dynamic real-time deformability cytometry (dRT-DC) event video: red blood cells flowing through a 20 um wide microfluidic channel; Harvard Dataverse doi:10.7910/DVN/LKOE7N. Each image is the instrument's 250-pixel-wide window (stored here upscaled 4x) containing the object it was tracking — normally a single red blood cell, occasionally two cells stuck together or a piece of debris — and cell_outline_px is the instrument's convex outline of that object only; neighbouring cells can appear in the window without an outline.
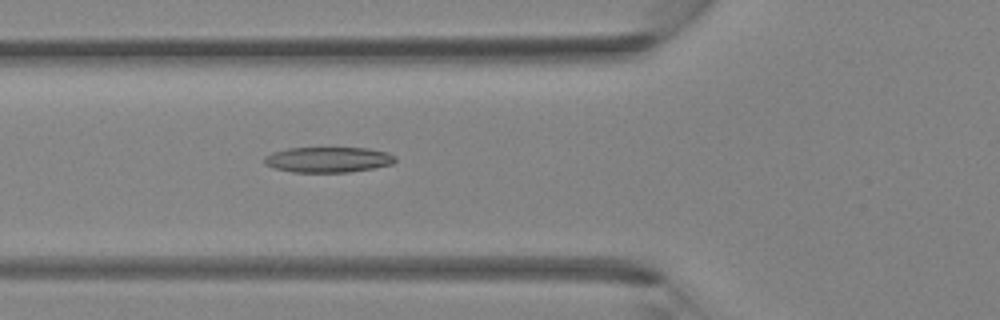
{"species": "Egyptian fruit bat (a non-hibernating species)", "species_latin": "Rousettus aegyptiacus", "temperature_condition": "room temperature", "stored_images_in_passage": 40, "camera_frame_rate_fps": 3000, "um_per_image_px": 0.085, "animal": {"sex": "female"}, "frame": {"image": 1, "passage_image": 15, "time_ms": 4.667, "image_size_px": [1000, 320], "cell_outline_px": [[396, 160], [392, 164], [372, 168], [348, 172], [292, 172], [272, 168], [264, 164], [264, 156], [272, 152], [288, 148], [368, 148], [388, 152], [396, 156]], "centroid_in_image_um": [27.86, 13.57], "position_along_channel_um": 97.9, "area_um2": 19.54}}
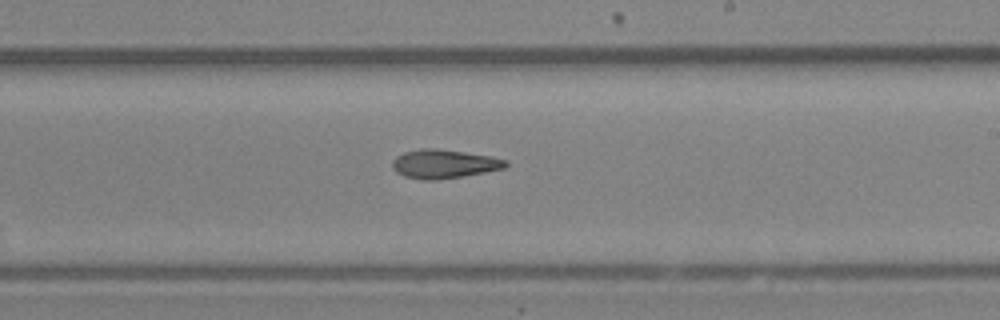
{"frame": {"image": 2, "passage_image": 24, "time_ms": 7.667, "image_size_px": [1000, 320], "cell_outline_px": [[508, 164], [504, 168], [484, 172], [460, 176], [432, 180], [424, 180], [404, 176], [396, 172], [392, 168], [392, 160], [396, 156], [404, 152], [420, 148], [436, 148], [492, 156], [508, 160]], "centroid_in_image_um": [37.71, 13.92], "position_along_channel_um": 251.3, "area_um2": 18.96}}
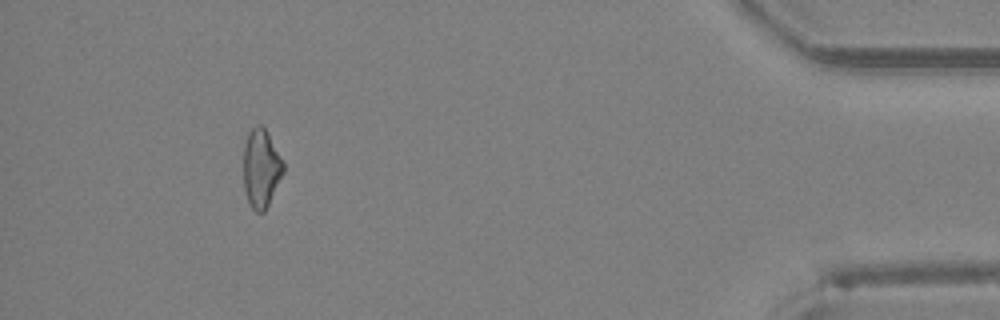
{"frame": {"image": 3, "passage_image": 37, "time_ms": 12.0, "image_size_px": [1000, 320], "cell_outline_px": [[284, 172], [264, 212], [256, 212], [252, 208], [244, 192], [244, 144], [248, 132], [256, 124], [260, 124], [264, 128], [284, 164]], "centroid_in_image_um": [22.17, 14.31], "position_along_channel_um": 413.0, "area_um2": 17.92}}